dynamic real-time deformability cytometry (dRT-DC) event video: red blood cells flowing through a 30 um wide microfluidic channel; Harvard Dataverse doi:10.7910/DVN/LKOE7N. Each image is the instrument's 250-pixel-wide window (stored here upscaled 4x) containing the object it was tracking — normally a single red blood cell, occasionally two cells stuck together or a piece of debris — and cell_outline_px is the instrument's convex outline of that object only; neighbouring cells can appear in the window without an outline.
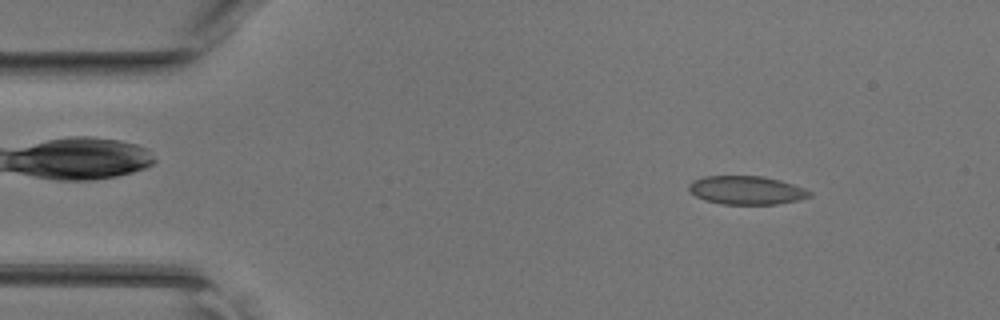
{"species": "common noctule bat (a hibernating species)", "species_latin": "Nyctalus noctula", "temperature_condition": "room temperature", "stored_images_in_passage": 45, "camera_frame_rate_fps": 3000, "um_per_image_px": 0.085, "animal": {"sex": "female", "body_mass_g": 17.0, "forearm_length_mm": 48.0}, "frame": {"image": 1, "passage_image": 5, "time_ms": 1.333, "image_size_px": [1000, 320], "cell_outline_px": [[812, 196], [800, 200], [776, 204], [720, 204], [704, 200], [696, 196], [688, 188], [688, 184], [692, 180], [704, 176], [764, 176], [780, 180], [804, 188], [812, 192]], "centroid_in_image_um": [63.45, 16.17], "position_along_channel_um": 21.5, "area_um2": 20.17}}
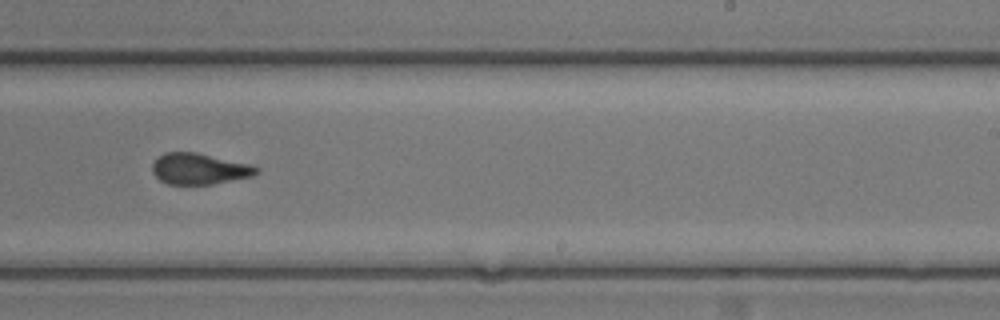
{"frame": {"image": 2, "passage_image": 27, "time_ms": 8.667, "image_size_px": [1000, 320], "cell_outline_px": [[260, 172], [252, 176], [212, 184], [168, 184], [160, 180], [152, 172], [152, 164], [164, 152], [196, 152], [252, 164], [260, 168]], "centroid_in_image_um": [16.97, 14.34], "position_along_channel_um": 272.0, "area_um2": 18.9}}
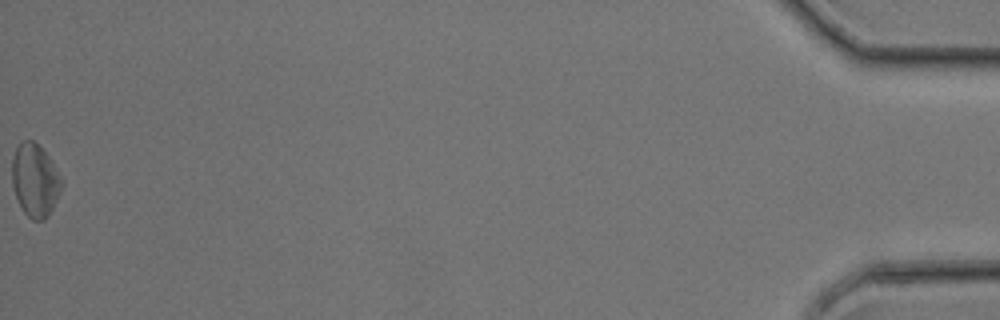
{"frame": {"image": 3, "passage_image": 45, "time_ms": 14.667, "image_size_px": [1000, 320], "cell_outline_px": [[64, 184], [48, 216], [44, 220], [32, 220], [24, 212], [16, 196], [12, 184], [12, 156], [20, 140], [32, 140], [48, 156], [60, 176]], "centroid_in_image_um": [2.96, 15.32], "position_along_channel_um": 432.2, "area_um2": 20.87}}